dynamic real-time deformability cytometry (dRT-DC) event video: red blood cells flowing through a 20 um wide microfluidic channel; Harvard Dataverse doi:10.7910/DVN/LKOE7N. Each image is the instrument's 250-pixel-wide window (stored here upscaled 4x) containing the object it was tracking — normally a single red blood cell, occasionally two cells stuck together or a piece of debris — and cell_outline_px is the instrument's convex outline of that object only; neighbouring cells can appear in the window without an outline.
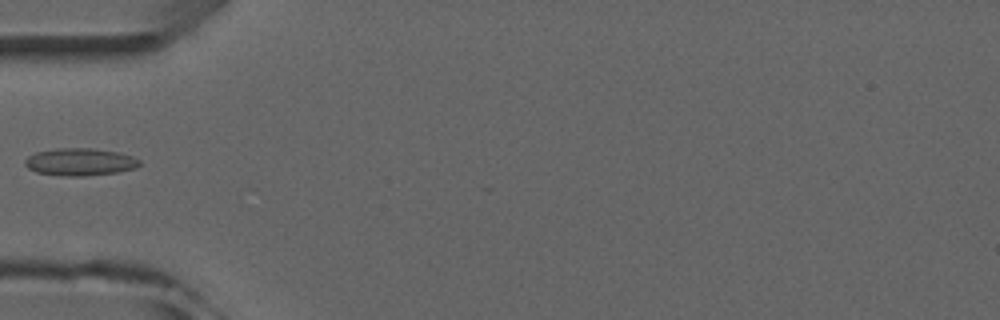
{"species": "common noctule bat (a hibernating species)", "species_latin": "Nyctalus noctula", "temperature_condition": "room temperature", "stored_images_in_passage": 6, "camera_frame_rate_fps": 3000, "um_per_image_px": 0.085, "animal": {"sex": "male", "forearm_length_mm": 52.5}, "frame": {"image": 1, "passage_image": 5, "time_ms": 5.333, "image_size_px": [1000, 320], "cell_outline_px": [[140, 164], [136, 168], [116, 172], [84, 176], [60, 176], [36, 172], [28, 168], [24, 164], [24, 160], [28, 156], [36, 152], [56, 148], [92, 148], [116, 152], [132, 156], [140, 160]], "centroid_in_image_um": [6.76, 13.76], "position_along_channel_um": 78.2, "area_um2": 18.32}}
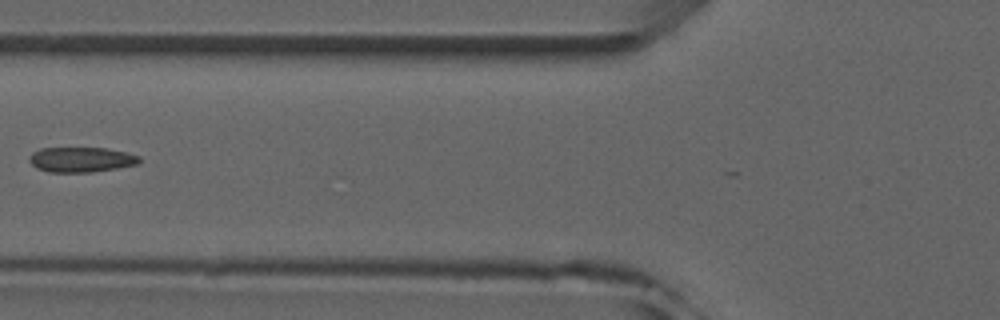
{"frame": {"image": 2, "passage_image": 6, "time_ms": 6.333, "image_size_px": [1000, 320], "cell_outline_px": [[140, 160], [136, 164], [116, 168], [92, 172], [48, 172], [36, 168], [28, 160], [28, 156], [32, 152], [40, 148], [104, 148], [124, 152], [140, 156]], "centroid_in_image_um": [6.83, 13.56], "position_along_channel_um": 119.0, "area_um2": 16.01}}